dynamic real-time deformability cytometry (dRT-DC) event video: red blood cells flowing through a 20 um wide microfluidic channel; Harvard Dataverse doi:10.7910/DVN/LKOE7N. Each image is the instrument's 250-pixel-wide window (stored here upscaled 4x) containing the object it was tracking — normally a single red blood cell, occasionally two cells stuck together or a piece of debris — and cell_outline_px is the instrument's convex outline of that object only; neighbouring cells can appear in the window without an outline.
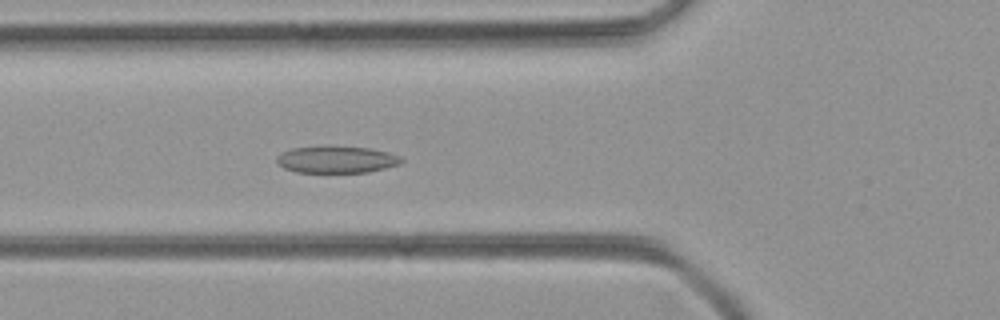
{"species": "common noctule bat (a hibernating species)", "species_latin": "Nyctalus noctula", "temperature_condition": "room temperature", "stored_images_in_passage": 50, "camera_frame_rate_fps": 3000, "um_per_image_px": 0.085, "animal": {"sex": "female", "body_mass_g": 21.9}, "frame": {"image": 1, "passage_image": 18, "time_ms": 5.667, "image_size_px": [1000, 320], "cell_outline_px": [[404, 160], [400, 164], [368, 172], [296, 172], [284, 168], [276, 164], [276, 156], [280, 152], [292, 148], [324, 144], [328, 144], [372, 148], [388, 152], [400, 156]], "centroid_in_image_um": [28.56, 13.52], "position_along_channel_um": 97.2, "area_um2": 20.29}}
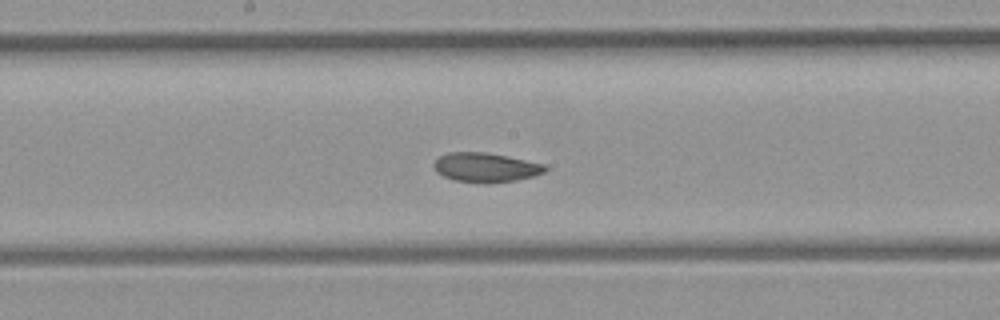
{"frame": {"image": 2, "passage_image": 26, "time_ms": 8.333, "image_size_px": [1000, 320], "cell_outline_px": [[548, 168], [544, 172], [532, 176], [516, 180], [488, 184], [484, 184], [456, 180], [444, 176], [436, 172], [432, 164], [440, 156], [448, 152], [484, 152], [508, 156], [544, 164]], "centroid_in_image_um": [41.27, 14.23], "position_along_channel_um": 206.9, "area_um2": 19.07}}
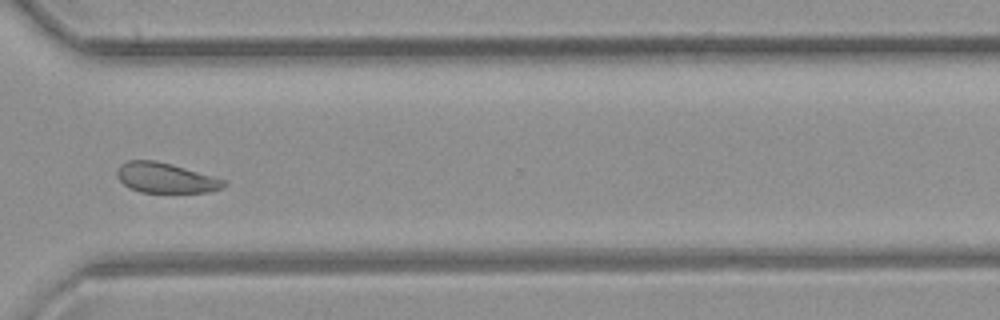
{"frame": {"image": 3, "passage_image": 37, "time_ms": 12.0, "image_size_px": [1000, 320], "cell_outline_px": [[228, 184], [224, 188], [208, 192], [140, 192], [124, 184], [116, 176], [116, 168], [120, 164], [128, 160], [156, 160], [172, 164], [228, 180]], "centroid_in_image_um": [14.11, 15.11], "position_along_channel_um": 356.5, "area_um2": 18.96}}